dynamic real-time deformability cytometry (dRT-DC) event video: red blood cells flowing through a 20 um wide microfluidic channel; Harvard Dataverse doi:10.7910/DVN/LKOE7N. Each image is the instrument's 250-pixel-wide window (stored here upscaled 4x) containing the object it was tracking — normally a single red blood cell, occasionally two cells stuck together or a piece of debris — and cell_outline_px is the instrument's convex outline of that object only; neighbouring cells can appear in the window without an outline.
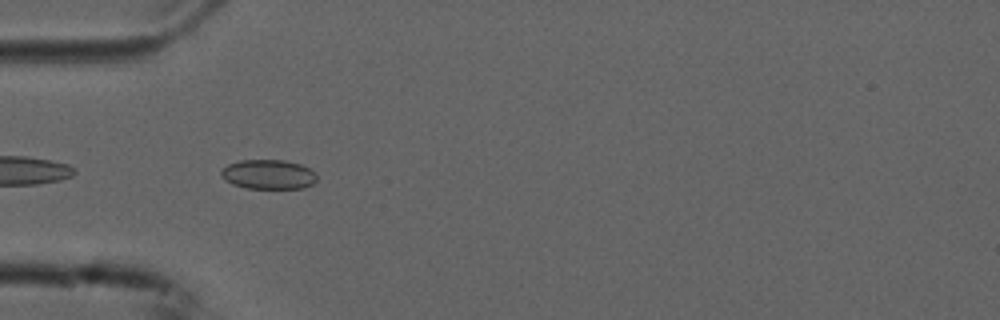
{"species": "common noctule bat (a hibernating species)", "species_latin": "Nyctalus noctula", "temperature_condition": "cold", "stored_images_in_passage": 40, "camera_frame_rate_fps": 3000, "um_per_image_px": 0.085, "animal": {"sex": "male", "forearm_length_mm": 52.5}, "frame": {"image": 1, "passage_image": 2, "time_ms": 0.333, "image_size_px": [1000, 320], "cell_outline_px": [[316, 180], [312, 184], [304, 188], [248, 188], [232, 184], [224, 180], [220, 176], [220, 172], [228, 164], [240, 160], [284, 160], [300, 164], [308, 168], [316, 176]], "centroid_in_image_um": [22.77, 14.82], "position_along_channel_um": 62.2, "area_um2": 16.36}}
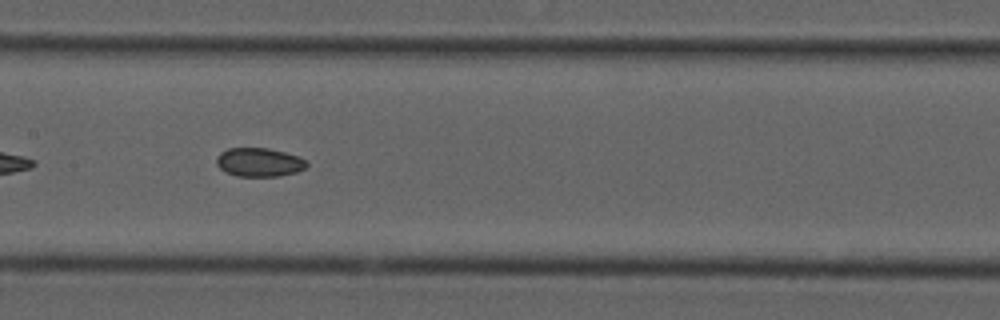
{"frame": {"image": 2, "passage_image": 12, "time_ms": 3.667, "image_size_px": [1000, 320], "cell_outline_px": [[308, 164], [304, 168], [296, 172], [280, 176], [236, 176], [224, 172], [216, 164], [216, 156], [220, 152], [228, 148], [268, 148], [300, 156]], "centroid_in_image_um": [21.99, 13.79], "position_along_channel_um": 185.4, "area_um2": 15.2}}
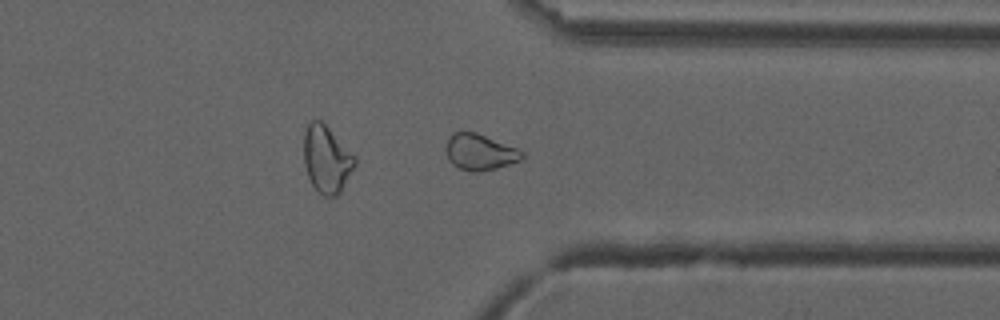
{"frame": {"image": 3, "passage_image": 27, "time_ms": 8.667, "image_size_px": [1000, 320], "cell_outline_px": [[524, 156], [520, 160], [496, 168], [480, 172], [472, 172], [460, 168], [452, 164], [448, 160], [444, 148], [452, 132], [476, 132], [516, 148], [524, 152]], "centroid_in_image_um": [40.75, 12.93], "position_along_channel_um": 370.7, "area_um2": 15.95}}